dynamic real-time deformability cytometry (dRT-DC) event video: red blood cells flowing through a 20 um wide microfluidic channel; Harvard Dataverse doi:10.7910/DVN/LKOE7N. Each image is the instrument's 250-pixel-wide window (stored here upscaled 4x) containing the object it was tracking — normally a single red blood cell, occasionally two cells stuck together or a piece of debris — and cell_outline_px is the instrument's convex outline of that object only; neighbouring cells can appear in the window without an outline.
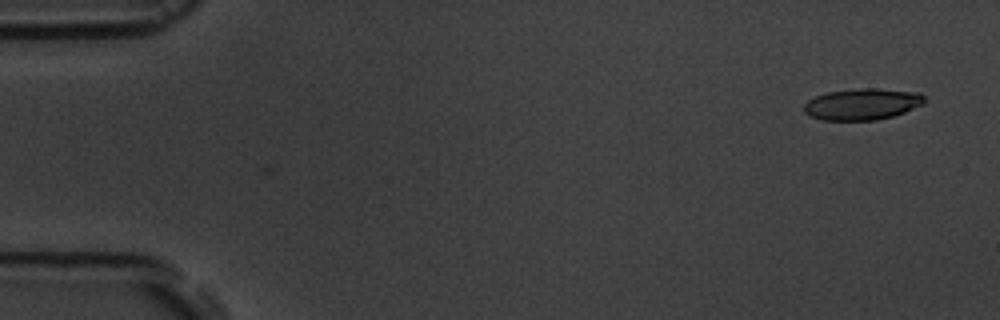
{"species": "common noctule bat (a hibernating species)", "species_latin": "Nyctalus noctula", "temperature_condition": "room temperature", "stored_images_in_passage": 7, "camera_frame_rate_fps": 3000, "um_per_image_px": 0.085, "animal": {"sex": "male", "body_mass_g": 19.5, "forearm_length_mm": 54.6}, "frame": {"image": 1, "passage_image": 7, "time_ms": 7.0, "image_size_px": [1000, 320], "cell_outline_px": [[924, 104], [904, 112], [892, 116], [876, 120], [824, 120], [808, 116], [804, 112], [804, 104], [808, 100], [816, 96], [828, 92], [860, 88], [876, 88], [920, 92], [924, 96]], "centroid_in_image_um": [73.29, 8.85], "position_along_channel_um": 11.7, "area_um2": 22.08}}